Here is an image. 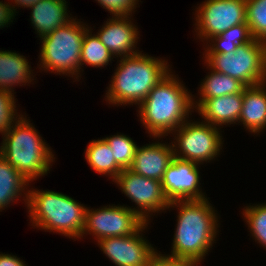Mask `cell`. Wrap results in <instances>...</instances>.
Instances as JSON below:
<instances>
[{"label":"cell","mask_w":266,"mask_h":266,"mask_svg":"<svg viewBox=\"0 0 266 266\" xmlns=\"http://www.w3.org/2000/svg\"><path fill=\"white\" fill-rule=\"evenodd\" d=\"M138 106L142 125L150 136L158 139L188 121L189 113L194 110L193 95L171 71Z\"/></svg>","instance_id":"cell-1"},{"label":"cell","mask_w":266,"mask_h":266,"mask_svg":"<svg viewBox=\"0 0 266 266\" xmlns=\"http://www.w3.org/2000/svg\"><path fill=\"white\" fill-rule=\"evenodd\" d=\"M177 207V224L171 254L175 258L202 261L214 243L218 216L208 198L203 200H175L168 208ZM179 207V208H178Z\"/></svg>","instance_id":"cell-2"},{"label":"cell","mask_w":266,"mask_h":266,"mask_svg":"<svg viewBox=\"0 0 266 266\" xmlns=\"http://www.w3.org/2000/svg\"><path fill=\"white\" fill-rule=\"evenodd\" d=\"M120 59L105 96L113 106L139 105L171 70L164 59L141 52Z\"/></svg>","instance_id":"cell-3"},{"label":"cell","mask_w":266,"mask_h":266,"mask_svg":"<svg viewBox=\"0 0 266 266\" xmlns=\"http://www.w3.org/2000/svg\"><path fill=\"white\" fill-rule=\"evenodd\" d=\"M23 115L4 133L0 155L15 167L30 183L46 175L54 154L50 147Z\"/></svg>","instance_id":"cell-4"},{"label":"cell","mask_w":266,"mask_h":266,"mask_svg":"<svg viewBox=\"0 0 266 266\" xmlns=\"http://www.w3.org/2000/svg\"><path fill=\"white\" fill-rule=\"evenodd\" d=\"M27 209L33 227L81 239L87 207L68 195L45 190H28Z\"/></svg>","instance_id":"cell-5"},{"label":"cell","mask_w":266,"mask_h":266,"mask_svg":"<svg viewBox=\"0 0 266 266\" xmlns=\"http://www.w3.org/2000/svg\"><path fill=\"white\" fill-rule=\"evenodd\" d=\"M83 22L71 20L51 32L49 35L40 38V65L39 69L51 71L54 74H63L77 80L81 74L80 56L82 41L89 26ZM55 71V72H54ZM80 74V75H79ZM76 76V77H75Z\"/></svg>","instance_id":"cell-6"},{"label":"cell","mask_w":266,"mask_h":266,"mask_svg":"<svg viewBox=\"0 0 266 266\" xmlns=\"http://www.w3.org/2000/svg\"><path fill=\"white\" fill-rule=\"evenodd\" d=\"M207 68L238 79L245 86L266 82V42L252 39L224 54L205 53Z\"/></svg>","instance_id":"cell-7"},{"label":"cell","mask_w":266,"mask_h":266,"mask_svg":"<svg viewBox=\"0 0 266 266\" xmlns=\"http://www.w3.org/2000/svg\"><path fill=\"white\" fill-rule=\"evenodd\" d=\"M220 129L206 122L185 121L171 134L174 157L198 164L210 162L219 155L223 146ZM221 135V136H220Z\"/></svg>","instance_id":"cell-8"},{"label":"cell","mask_w":266,"mask_h":266,"mask_svg":"<svg viewBox=\"0 0 266 266\" xmlns=\"http://www.w3.org/2000/svg\"><path fill=\"white\" fill-rule=\"evenodd\" d=\"M125 205H108L97 209H86L82 236L90 234L96 241L107 237H121L134 234L145 222Z\"/></svg>","instance_id":"cell-9"},{"label":"cell","mask_w":266,"mask_h":266,"mask_svg":"<svg viewBox=\"0 0 266 266\" xmlns=\"http://www.w3.org/2000/svg\"><path fill=\"white\" fill-rule=\"evenodd\" d=\"M195 11L194 30L202 42L246 22V0H206Z\"/></svg>","instance_id":"cell-10"},{"label":"cell","mask_w":266,"mask_h":266,"mask_svg":"<svg viewBox=\"0 0 266 266\" xmlns=\"http://www.w3.org/2000/svg\"><path fill=\"white\" fill-rule=\"evenodd\" d=\"M113 182L137 205L132 209L144 222L149 223L150 213L153 215L167 210L170 205L161 181L141 176L130 169H123Z\"/></svg>","instance_id":"cell-11"},{"label":"cell","mask_w":266,"mask_h":266,"mask_svg":"<svg viewBox=\"0 0 266 266\" xmlns=\"http://www.w3.org/2000/svg\"><path fill=\"white\" fill-rule=\"evenodd\" d=\"M148 224L132 235L103 238L97 244L116 266H151L156 250L141 235Z\"/></svg>","instance_id":"cell-12"},{"label":"cell","mask_w":266,"mask_h":266,"mask_svg":"<svg viewBox=\"0 0 266 266\" xmlns=\"http://www.w3.org/2000/svg\"><path fill=\"white\" fill-rule=\"evenodd\" d=\"M198 163L174 157L161 180L163 192L169 202L175 200H203ZM201 190V191H200Z\"/></svg>","instance_id":"cell-13"},{"label":"cell","mask_w":266,"mask_h":266,"mask_svg":"<svg viewBox=\"0 0 266 266\" xmlns=\"http://www.w3.org/2000/svg\"><path fill=\"white\" fill-rule=\"evenodd\" d=\"M130 19L131 16H112L97 32L100 41L113 56L122 58L142 52L135 49L139 31Z\"/></svg>","instance_id":"cell-14"},{"label":"cell","mask_w":266,"mask_h":266,"mask_svg":"<svg viewBox=\"0 0 266 266\" xmlns=\"http://www.w3.org/2000/svg\"><path fill=\"white\" fill-rule=\"evenodd\" d=\"M199 101V102H198ZM193 98V108L204 118V122L220 127L239 123L243 104V91L241 93L214 97L211 99ZM196 105V106H195Z\"/></svg>","instance_id":"cell-15"},{"label":"cell","mask_w":266,"mask_h":266,"mask_svg":"<svg viewBox=\"0 0 266 266\" xmlns=\"http://www.w3.org/2000/svg\"><path fill=\"white\" fill-rule=\"evenodd\" d=\"M174 158L171 144L154 142L137 147L130 170L141 176L161 181Z\"/></svg>","instance_id":"cell-16"},{"label":"cell","mask_w":266,"mask_h":266,"mask_svg":"<svg viewBox=\"0 0 266 266\" xmlns=\"http://www.w3.org/2000/svg\"><path fill=\"white\" fill-rule=\"evenodd\" d=\"M29 8L32 11L30 21L40 38L74 19L68 16L66 0H40Z\"/></svg>","instance_id":"cell-17"},{"label":"cell","mask_w":266,"mask_h":266,"mask_svg":"<svg viewBox=\"0 0 266 266\" xmlns=\"http://www.w3.org/2000/svg\"><path fill=\"white\" fill-rule=\"evenodd\" d=\"M266 82L246 86L243 90V104L239 117L249 132L258 134L266 128Z\"/></svg>","instance_id":"cell-18"},{"label":"cell","mask_w":266,"mask_h":266,"mask_svg":"<svg viewBox=\"0 0 266 266\" xmlns=\"http://www.w3.org/2000/svg\"><path fill=\"white\" fill-rule=\"evenodd\" d=\"M32 72L26 57L9 50H0V90L14 93V86L26 85L34 80Z\"/></svg>","instance_id":"cell-19"},{"label":"cell","mask_w":266,"mask_h":266,"mask_svg":"<svg viewBox=\"0 0 266 266\" xmlns=\"http://www.w3.org/2000/svg\"><path fill=\"white\" fill-rule=\"evenodd\" d=\"M29 182L0 155V211L8 207L14 200H17L19 196H23V194L26 198L23 199L27 203L28 192L25 189L28 187Z\"/></svg>","instance_id":"cell-20"},{"label":"cell","mask_w":266,"mask_h":266,"mask_svg":"<svg viewBox=\"0 0 266 266\" xmlns=\"http://www.w3.org/2000/svg\"><path fill=\"white\" fill-rule=\"evenodd\" d=\"M85 159L97 173L109 175L114 181L123 169L115 162L112 150L104 138L90 141L85 150Z\"/></svg>","instance_id":"cell-21"},{"label":"cell","mask_w":266,"mask_h":266,"mask_svg":"<svg viewBox=\"0 0 266 266\" xmlns=\"http://www.w3.org/2000/svg\"><path fill=\"white\" fill-rule=\"evenodd\" d=\"M202 80L200 85L199 99H211L214 97L241 93L246 87L238 79L232 78L226 74L216 72L212 69Z\"/></svg>","instance_id":"cell-22"},{"label":"cell","mask_w":266,"mask_h":266,"mask_svg":"<svg viewBox=\"0 0 266 266\" xmlns=\"http://www.w3.org/2000/svg\"><path fill=\"white\" fill-rule=\"evenodd\" d=\"M252 39L253 37L246 22L234 25L225 32L209 39L208 41L209 43L211 41V43L204 49V53L224 54L236 51L237 47L250 42Z\"/></svg>","instance_id":"cell-23"},{"label":"cell","mask_w":266,"mask_h":266,"mask_svg":"<svg viewBox=\"0 0 266 266\" xmlns=\"http://www.w3.org/2000/svg\"><path fill=\"white\" fill-rule=\"evenodd\" d=\"M91 27L86 31L81 47L80 65H90L91 67H106L109 61L113 60V55L100 41L97 34H92Z\"/></svg>","instance_id":"cell-24"},{"label":"cell","mask_w":266,"mask_h":266,"mask_svg":"<svg viewBox=\"0 0 266 266\" xmlns=\"http://www.w3.org/2000/svg\"><path fill=\"white\" fill-rule=\"evenodd\" d=\"M104 139L112 150L115 162L122 169H129L134 160L137 144L124 134H117Z\"/></svg>","instance_id":"cell-25"},{"label":"cell","mask_w":266,"mask_h":266,"mask_svg":"<svg viewBox=\"0 0 266 266\" xmlns=\"http://www.w3.org/2000/svg\"><path fill=\"white\" fill-rule=\"evenodd\" d=\"M246 12L252 37L266 42V0H246Z\"/></svg>","instance_id":"cell-26"},{"label":"cell","mask_w":266,"mask_h":266,"mask_svg":"<svg viewBox=\"0 0 266 266\" xmlns=\"http://www.w3.org/2000/svg\"><path fill=\"white\" fill-rule=\"evenodd\" d=\"M243 216L255 241L266 248V203L244 207Z\"/></svg>","instance_id":"cell-27"},{"label":"cell","mask_w":266,"mask_h":266,"mask_svg":"<svg viewBox=\"0 0 266 266\" xmlns=\"http://www.w3.org/2000/svg\"><path fill=\"white\" fill-rule=\"evenodd\" d=\"M14 93L0 90V133H6L9 128L22 116L17 114Z\"/></svg>","instance_id":"cell-28"},{"label":"cell","mask_w":266,"mask_h":266,"mask_svg":"<svg viewBox=\"0 0 266 266\" xmlns=\"http://www.w3.org/2000/svg\"><path fill=\"white\" fill-rule=\"evenodd\" d=\"M112 16H131L139 0H96Z\"/></svg>","instance_id":"cell-29"},{"label":"cell","mask_w":266,"mask_h":266,"mask_svg":"<svg viewBox=\"0 0 266 266\" xmlns=\"http://www.w3.org/2000/svg\"><path fill=\"white\" fill-rule=\"evenodd\" d=\"M201 261L190 258H175L156 251L151 266H199Z\"/></svg>","instance_id":"cell-30"},{"label":"cell","mask_w":266,"mask_h":266,"mask_svg":"<svg viewBox=\"0 0 266 266\" xmlns=\"http://www.w3.org/2000/svg\"><path fill=\"white\" fill-rule=\"evenodd\" d=\"M15 13L12 10L10 3L0 1V28L7 27L8 24L13 22ZM14 17V18H13Z\"/></svg>","instance_id":"cell-31"},{"label":"cell","mask_w":266,"mask_h":266,"mask_svg":"<svg viewBox=\"0 0 266 266\" xmlns=\"http://www.w3.org/2000/svg\"><path fill=\"white\" fill-rule=\"evenodd\" d=\"M0 266H26V264L15 255L1 253Z\"/></svg>","instance_id":"cell-32"},{"label":"cell","mask_w":266,"mask_h":266,"mask_svg":"<svg viewBox=\"0 0 266 266\" xmlns=\"http://www.w3.org/2000/svg\"><path fill=\"white\" fill-rule=\"evenodd\" d=\"M10 1L13 2V5H12V3L10 4L11 7H12L13 12L14 13H18L16 11L17 7L29 8L32 5L38 3L40 0H10ZM14 4H16V5H14Z\"/></svg>","instance_id":"cell-33"}]
</instances>
